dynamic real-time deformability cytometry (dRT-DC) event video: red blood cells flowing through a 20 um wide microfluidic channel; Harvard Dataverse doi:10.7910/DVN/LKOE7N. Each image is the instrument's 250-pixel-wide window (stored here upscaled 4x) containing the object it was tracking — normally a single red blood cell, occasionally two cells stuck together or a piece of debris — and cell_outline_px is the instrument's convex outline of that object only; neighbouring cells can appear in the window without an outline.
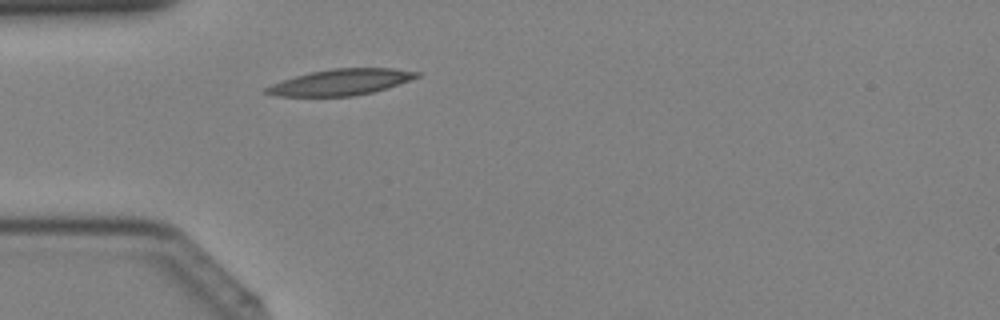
{"species": "Egyptian fruit bat (a non-hibernating species)", "species_latin": "Rousettus aegyptiacus", "temperature_condition": "cold", "stored_images_in_passage": 32, "camera_frame_rate_fps": 3000, "um_per_image_px": 0.085, "animal": {"sex": "female"}, "frame": {"image": 1, "passage_image": 4, "time_ms": 1.0, "image_size_px": [1000, 320], "cell_outline_px": [[420, 76], [372, 92], [352, 96], [280, 96], [264, 92], [264, 88], [272, 84], [296, 76], [312, 72], [332, 68], [392, 68], [420, 72]], "centroid_in_image_um": [28.95, 6.98], "position_along_channel_um": 56.0, "area_um2": 22.37}}
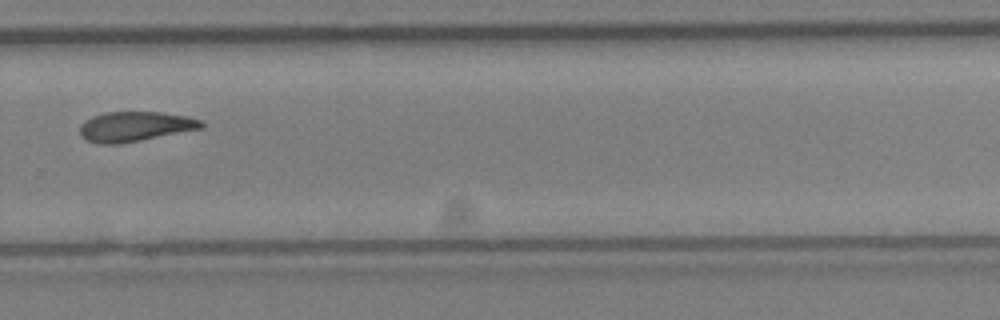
{"frame": {"image": 2, "passage_image": 20, "time_ms": 6.333, "image_size_px": [1000, 320], "cell_outline_px": [[204, 128], [120, 144], [100, 144], [88, 140], [80, 132], [80, 124], [84, 120], [92, 116], [104, 112], [160, 112], [188, 116], [204, 120]], "centroid_in_image_um": [11.52, 10.74], "position_along_channel_um": 318.3, "area_um2": 21.27}}
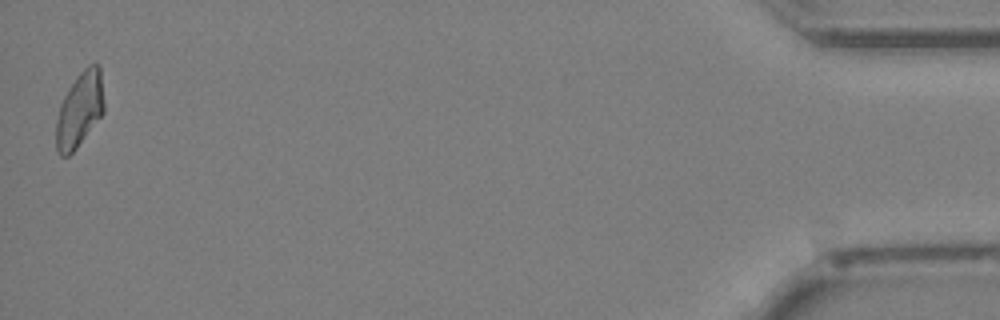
{"frame": {"image": 3, "passage_image": 32, "time_ms": 10.333, "image_size_px": [1000, 320], "cell_outline_px": [[104, 112], [76, 148], [68, 156], [60, 156], [56, 152], [56, 120], [60, 104], [68, 88], [76, 76], [88, 64], [96, 60], [100, 64], [104, 100]], "centroid_in_image_um": [6.77, 9.27], "position_along_channel_um": 428.4, "area_um2": 21.21}}